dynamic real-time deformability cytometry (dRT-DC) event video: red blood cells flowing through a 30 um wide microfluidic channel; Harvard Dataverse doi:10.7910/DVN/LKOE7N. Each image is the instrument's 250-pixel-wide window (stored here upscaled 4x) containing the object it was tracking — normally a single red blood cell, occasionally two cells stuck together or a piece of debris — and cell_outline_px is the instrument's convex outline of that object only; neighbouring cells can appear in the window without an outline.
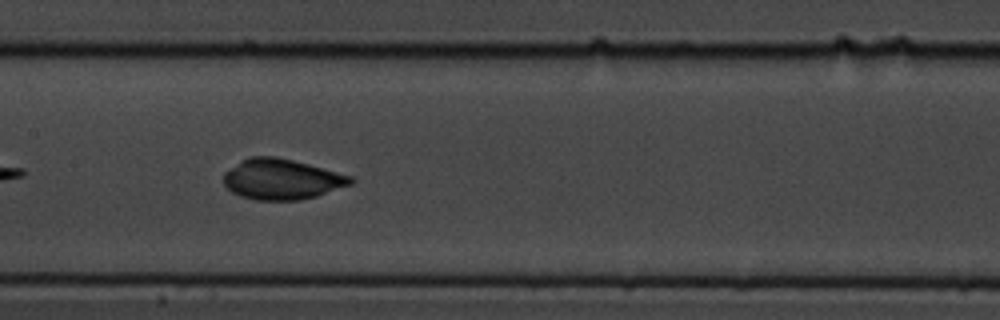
{"species": "common noctule bat (a hibernating species)", "species_latin": "Nyctalus noctula", "temperature_condition": "cold", "stored_images_in_passage": 10, "segment_of_instrument_passage": [2, 2], "camera_frame_rate_fps": 3000, "um_per_image_px": 0.085, "animal": {"sex": "male", "body_mass_g": 19.5, "forearm_length_mm": 54.6}, "frame": {"image": 1, "passage_image": 9, "time_ms": 2.667, "image_size_px": [1000, 320], "cell_outline_px": [[356, 180], [352, 184], [316, 196], [300, 200], [256, 200], [240, 196], [232, 192], [224, 184], [224, 172], [248, 156], [276, 156], [308, 164], [352, 176]], "centroid_in_image_um": [23.94, 15.23], "position_along_channel_um": 183.5, "area_um2": 29.94}}
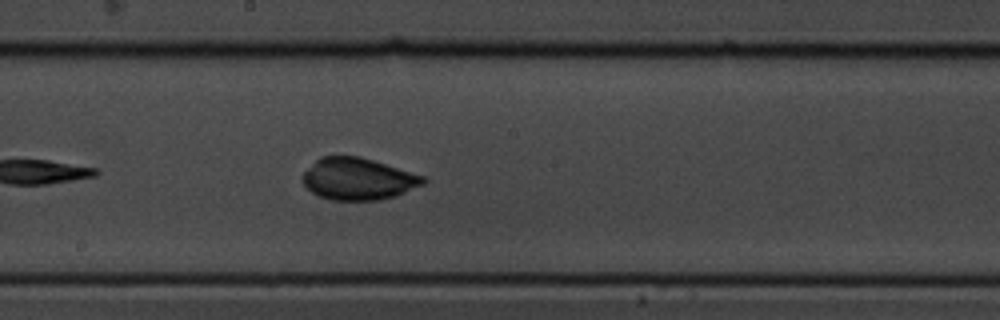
{"frame": {"image": 2, "passage_image": 10, "time_ms": 3.0, "image_size_px": [1000, 320], "cell_outline_px": [[428, 180], [424, 184], [396, 196], [380, 200], [332, 200], [316, 196], [304, 184], [304, 172], [320, 156], [360, 156], [424, 176]], "centroid_in_image_um": [30.45, 15.22], "position_along_channel_um": 217.7, "area_um2": 29.36}}